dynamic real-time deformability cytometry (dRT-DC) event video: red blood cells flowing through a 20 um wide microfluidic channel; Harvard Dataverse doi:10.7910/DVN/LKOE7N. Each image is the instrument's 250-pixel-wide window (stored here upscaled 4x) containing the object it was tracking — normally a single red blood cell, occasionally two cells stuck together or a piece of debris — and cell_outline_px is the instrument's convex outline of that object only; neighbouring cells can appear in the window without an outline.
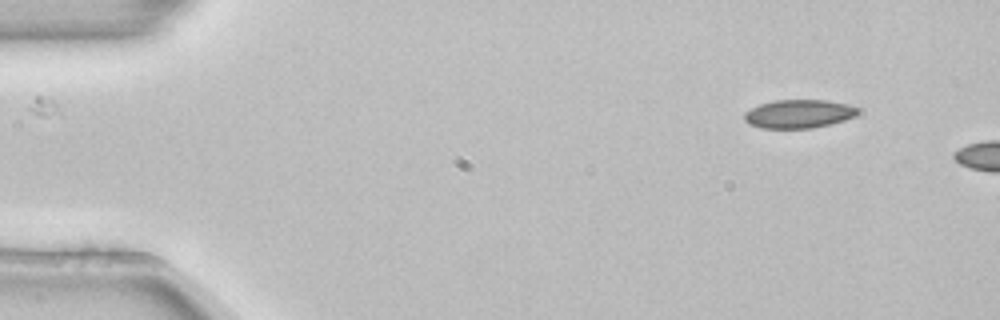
{"species": "common noctule bat (a hibernating species)", "species_latin": "Nyctalus noctula", "temperature_condition": "room temperature", "stored_images_in_passage": 3, "camera_frame_rate_fps": 3000, "um_per_image_px": 0.085, "animal": {"sex": "female", "body_mass_g": 22.7, "forearm_length_mm": 54.2}, "frame": {"image": 1, "passage_image": 1, "time_ms": 0.0, "image_size_px": [1000, 320], "cell_outline_px": [[860, 112], [856, 116], [832, 124], [812, 128], [760, 128], [748, 124], [744, 120], [744, 112], [760, 104], [776, 100], [828, 100], [848, 104], [860, 108]], "centroid_in_image_um": [67.93, 9.68], "position_along_channel_um": 17.1, "area_um2": 19.07}}